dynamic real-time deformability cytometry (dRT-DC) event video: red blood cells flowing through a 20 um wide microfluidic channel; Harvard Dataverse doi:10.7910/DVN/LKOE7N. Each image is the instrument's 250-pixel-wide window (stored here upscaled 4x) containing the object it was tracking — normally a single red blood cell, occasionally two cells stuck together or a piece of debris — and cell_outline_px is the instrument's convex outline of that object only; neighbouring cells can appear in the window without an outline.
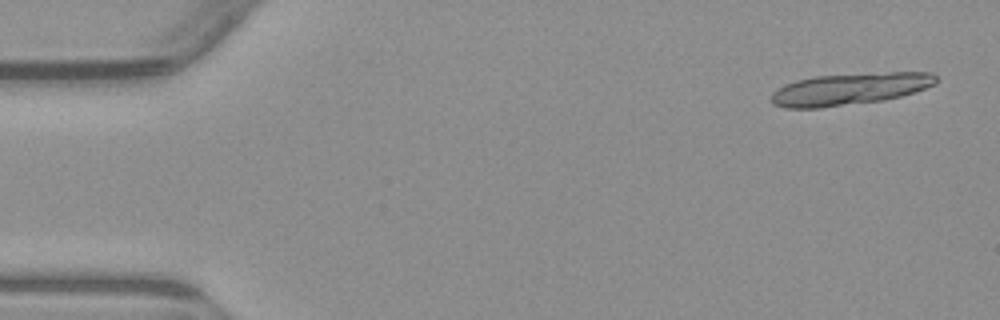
{"species": "common noctule bat (a hibernating species)", "species_latin": "Nyctalus noctula", "temperature_condition": "warm", "stored_images_in_passage": 5, "segment_of_instrument_passage": [1, 2], "camera_frame_rate_fps": 3000, "um_per_image_px": 0.085, "animal": {"sex": "male", "body_mass_g": 23.1, "forearm_length_mm": 52.7}, "frame": {"image": 1, "passage_image": 1, "time_ms": 0.0, "image_size_px": [1000, 320], "cell_outline_px": [[940, 80], [936, 84], [900, 96], [884, 100], [820, 108], [784, 108], [772, 104], [772, 92], [776, 88], [784, 84], [796, 80], [816, 76], [888, 72], [932, 72]], "centroid_in_image_um": [72.21, 7.56], "position_along_channel_um": 12.8, "area_um2": 30.75}}